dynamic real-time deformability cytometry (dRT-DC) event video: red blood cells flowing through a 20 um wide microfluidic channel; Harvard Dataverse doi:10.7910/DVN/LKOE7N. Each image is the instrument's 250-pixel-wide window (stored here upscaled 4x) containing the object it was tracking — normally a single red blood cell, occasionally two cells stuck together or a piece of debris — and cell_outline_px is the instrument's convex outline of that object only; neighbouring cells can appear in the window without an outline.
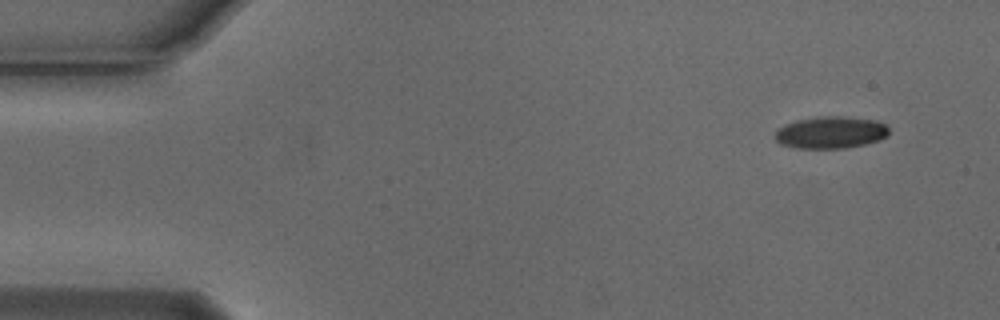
{"species": "Egyptian fruit bat (a non-hibernating species)", "species_latin": "Rousettus aegyptiacus", "temperature_condition": "cold", "stored_images_in_passage": 4, "camera_frame_rate_fps": 3000, "um_per_image_px": 0.085, "animal": {"sex": "male"}, "frame": {"image": 1, "passage_image": 1, "time_ms": 0.0, "image_size_px": [1000, 320], "cell_outline_px": [[888, 136], [880, 140], [864, 144], [844, 148], [796, 148], [780, 144], [776, 140], [776, 128], [784, 124], [796, 120], [820, 116], [840, 116], [872, 120], [884, 124], [888, 128]], "centroid_in_image_um": [70.57, 11.26], "position_along_channel_um": 14.4, "area_um2": 21.21}}
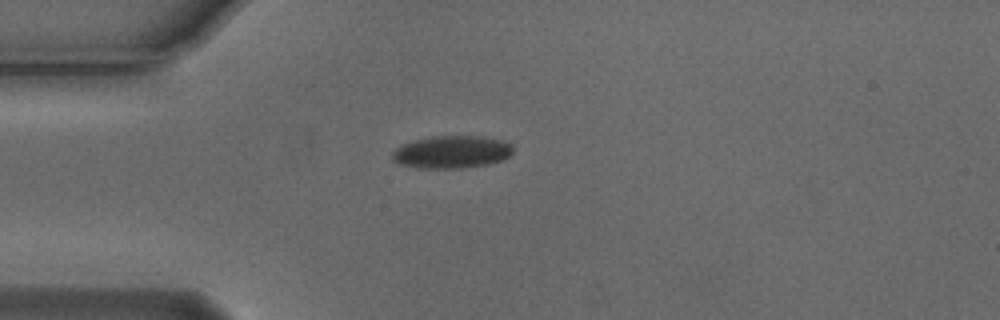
{"frame": {"image": 2, "passage_image": 4, "time_ms": 1.0, "image_size_px": [1000, 320], "cell_outline_px": [[512, 152], [508, 156], [500, 160], [488, 164], [460, 168], [420, 168], [400, 164], [392, 160], [392, 152], [400, 144], [432, 136], [480, 136], [500, 140], [512, 144]], "centroid_in_image_um": [38.36, 12.92], "position_along_channel_um": 46.6, "area_um2": 22.77}}